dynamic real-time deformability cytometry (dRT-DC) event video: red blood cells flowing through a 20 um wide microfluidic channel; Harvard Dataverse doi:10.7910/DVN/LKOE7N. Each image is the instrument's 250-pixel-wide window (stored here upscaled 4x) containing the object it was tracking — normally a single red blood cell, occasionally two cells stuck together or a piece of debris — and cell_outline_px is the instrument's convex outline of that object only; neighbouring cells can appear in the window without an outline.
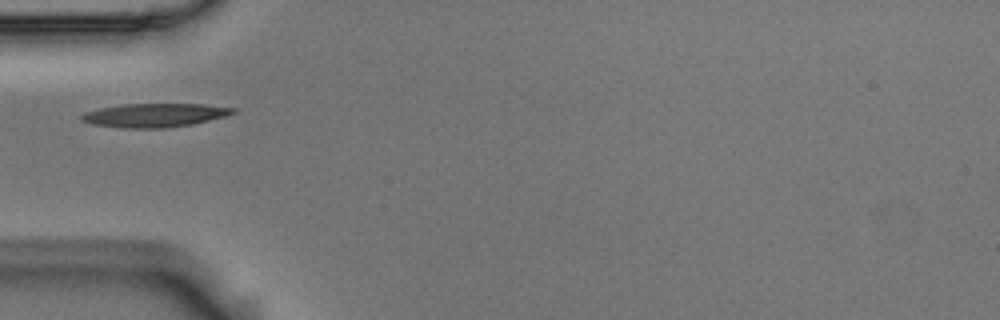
{"species": "Egyptian fruit bat (a non-hibernating species)", "species_latin": "Rousettus aegyptiacus", "temperature_condition": "room temperature", "stored_images_in_passage": 6, "camera_frame_rate_fps": 3000, "um_per_image_px": 0.085, "animal": {"sex": "male"}, "frame": {"image": 1, "passage_image": 1, "time_ms": 0.0, "image_size_px": [1000, 320], "cell_outline_px": [[236, 112], [224, 116], [192, 124], [164, 128], [124, 128], [92, 124], [80, 120], [80, 116], [84, 112], [100, 108], [124, 104], [204, 104], [236, 108]], "centroid_in_image_um": [13.11, 9.79], "position_along_channel_um": 71.9, "area_um2": 20.81}}
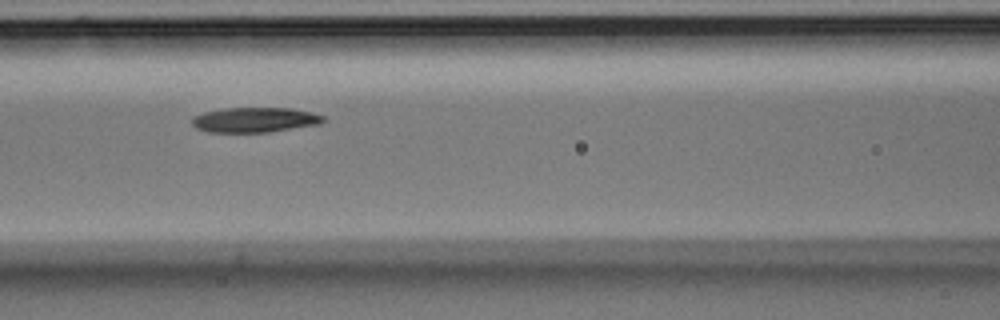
{"frame": {"image": 2, "passage_image": 3, "time_ms": 0.667, "image_size_px": [1000, 320], "cell_outline_px": [[328, 120], [320, 124], [268, 132], [208, 132], [196, 128], [192, 124], [192, 116], [204, 112], [224, 108], [292, 108], [312, 112], [324, 116]], "centroid_in_image_um": [21.68, 10.18], "position_along_channel_um": 144.9, "area_um2": 19.25}}
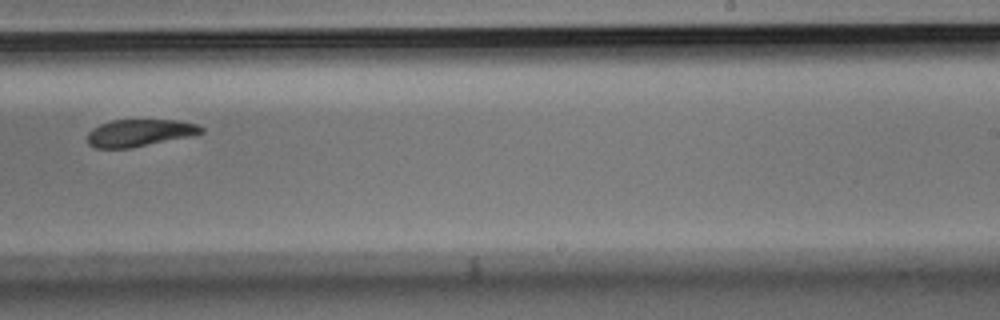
{"frame": {"image": 3, "passage_image": 6, "time_ms": 1.667, "image_size_px": [1000, 320], "cell_outline_px": [[204, 132], [192, 136], [128, 148], [96, 148], [88, 144], [88, 132], [92, 128], [100, 124], [112, 120], [180, 120], [196, 124], [204, 128]], "centroid_in_image_um": [11.87, 11.28], "position_along_channel_um": 277.1, "area_um2": 17.98}}